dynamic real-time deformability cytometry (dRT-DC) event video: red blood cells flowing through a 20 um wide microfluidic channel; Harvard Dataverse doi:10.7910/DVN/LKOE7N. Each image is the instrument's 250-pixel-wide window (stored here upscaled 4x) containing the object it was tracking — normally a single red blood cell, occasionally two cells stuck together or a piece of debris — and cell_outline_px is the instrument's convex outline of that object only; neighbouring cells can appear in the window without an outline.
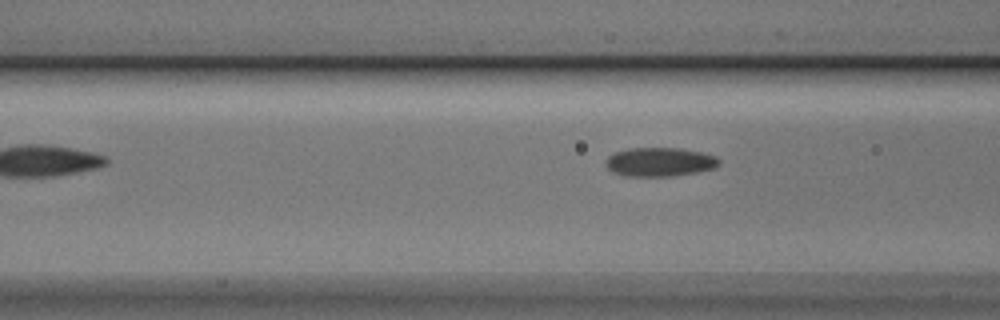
{"species": "Egyptian fruit bat (a non-hibernating species)", "species_latin": "Rousettus aegyptiacus", "temperature_condition": "cold", "stored_images_in_passage": 4, "camera_frame_rate_fps": 3000, "um_per_image_px": 0.085, "animal": {"sex": "male"}, "frame": {"image": 1, "passage_image": 4, "time_ms": 1.0, "image_size_px": [1000, 320], "cell_outline_px": [[720, 164], [716, 168], [696, 172], [672, 176], [624, 176], [612, 172], [608, 168], [608, 156], [616, 152], [628, 148], [680, 148], [700, 152], [716, 156], [720, 160]], "centroid_in_image_um": [56.11, 13.77], "position_along_channel_um": 110.5, "area_um2": 19.02}}